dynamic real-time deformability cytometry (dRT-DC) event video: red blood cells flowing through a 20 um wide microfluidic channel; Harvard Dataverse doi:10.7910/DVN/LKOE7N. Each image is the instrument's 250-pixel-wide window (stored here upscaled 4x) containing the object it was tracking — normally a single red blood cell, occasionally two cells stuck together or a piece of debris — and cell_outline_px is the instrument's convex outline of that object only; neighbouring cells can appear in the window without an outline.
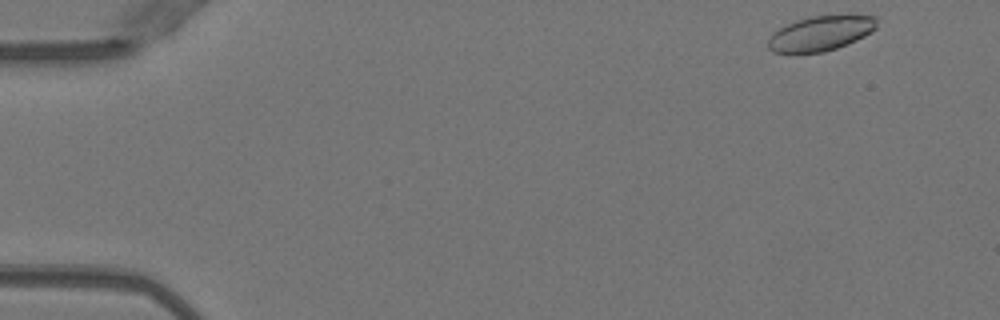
{"species": "Egyptian fruit bat (a non-hibernating species)", "species_latin": "Rousettus aegyptiacus", "temperature_condition": "warm", "stored_images_in_passage": 48, "camera_frame_rate_fps": 3000, "um_per_image_px": 0.085, "animal": {"sex": "female"}, "frame": {"image": 1, "passage_image": 1, "time_ms": 0.0, "image_size_px": [1000, 320], "cell_outline_px": [[876, 28], [872, 32], [856, 40], [836, 48], [824, 52], [772, 52], [768, 48], [768, 40], [772, 32], [788, 24], [812, 16], [876, 16]], "centroid_in_image_um": [69.74, 2.85], "position_along_channel_um": 15.3, "area_um2": 21.56}}
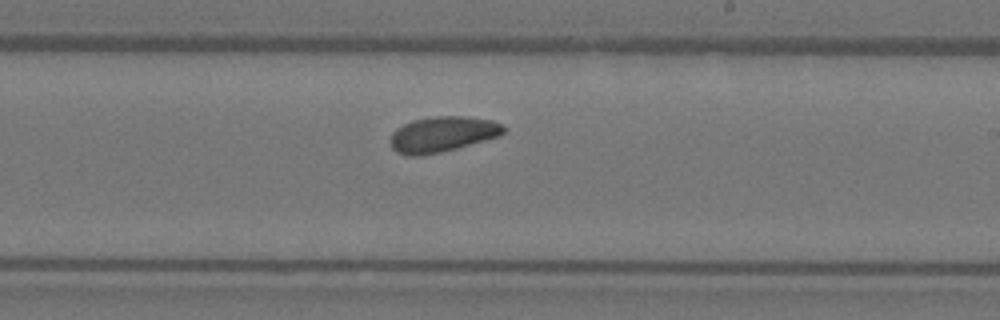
{"frame": {"image": 2, "passage_image": 28, "time_ms": 9.0, "image_size_px": [1000, 320], "cell_outline_px": [[508, 128], [500, 136], [456, 148], [440, 152], [420, 156], [408, 156], [396, 152], [392, 148], [392, 132], [396, 128], [412, 120], [432, 116], [464, 116], [492, 120], [504, 124]], "centroid_in_image_um": [37.64, 11.4], "position_along_channel_um": 251.4, "area_um2": 23.52}}
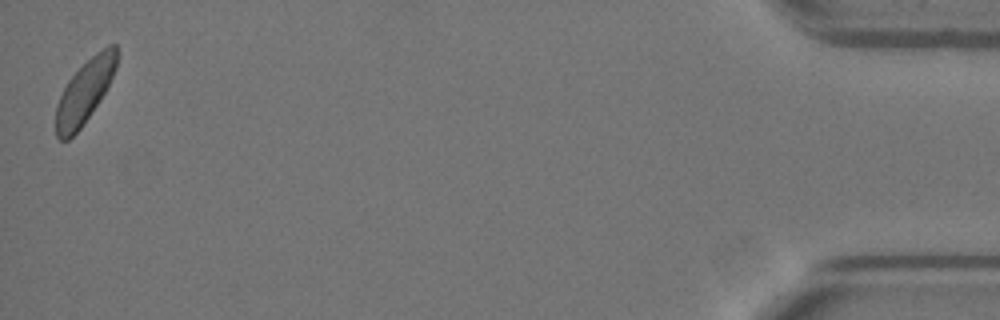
{"frame": {"image": 3, "passage_image": 48, "time_ms": 15.667, "image_size_px": [1000, 320], "cell_outline_px": [[116, 68], [100, 100], [84, 124], [68, 140], [60, 140], [56, 136], [56, 104], [68, 80], [96, 52], [108, 44], [116, 44]], "centroid_in_image_um": [7.18, 7.81], "position_along_channel_um": 428.0, "area_um2": 21.96}, "authors_computed_cell_mechanics": {"area_um2": 23.12, "velocity_mm_per_s": 3.9821, "shape_relaxation_time_tau1_ms": 2.6155, "shape_relaxation_time_tau2_ms": 3.8833, "deformation_change_tau1": 0.1086, "deformation_change_tau2": 0.0963}}